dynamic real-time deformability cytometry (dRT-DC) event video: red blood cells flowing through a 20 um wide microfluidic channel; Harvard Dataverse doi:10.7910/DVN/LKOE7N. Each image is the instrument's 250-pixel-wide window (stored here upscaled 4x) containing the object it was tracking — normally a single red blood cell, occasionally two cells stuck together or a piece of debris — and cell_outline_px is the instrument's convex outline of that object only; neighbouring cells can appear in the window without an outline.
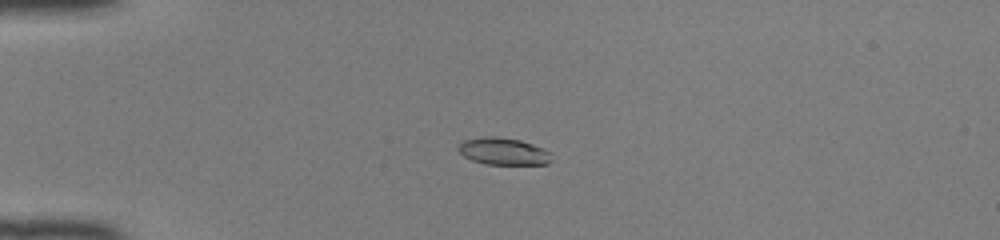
{"species": "common noctule bat (a hibernating species)", "species_latin": "Nyctalus noctula", "temperature_condition": "room temperature", "stored_images_in_passage": 49, "camera_frame_rate_fps": 3000, "um_per_image_px": 0.085, "animal": {"sex": "female", "body_mass_g": 22.0, "forearm_length_mm": 56.7}, "frame": {"image": 1, "passage_image": 13, "time_ms": 4.0, "image_size_px": [1000, 240], "cell_outline_px": [[552, 160], [548, 164], [488, 164], [472, 160], [464, 156], [456, 148], [464, 140], [484, 136], [496, 136], [520, 140], [544, 148], [548, 152]], "centroid_in_image_um": [42.78, 12.86], "position_along_channel_um": 42.2, "area_um2": 14.62}}
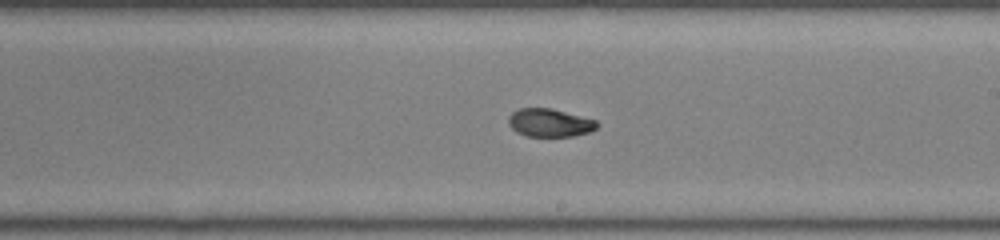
{"frame": {"image": 2, "passage_image": 30, "time_ms": 9.667, "image_size_px": [1000, 240], "cell_outline_px": [[600, 124], [596, 128], [588, 132], [572, 136], [528, 136], [516, 132], [508, 124], [508, 116], [512, 112], [520, 108], [552, 108], [596, 120]], "centroid_in_image_um": [46.71, 10.42], "position_along_channel_um": 242.3, "area_um2": 14.51}}
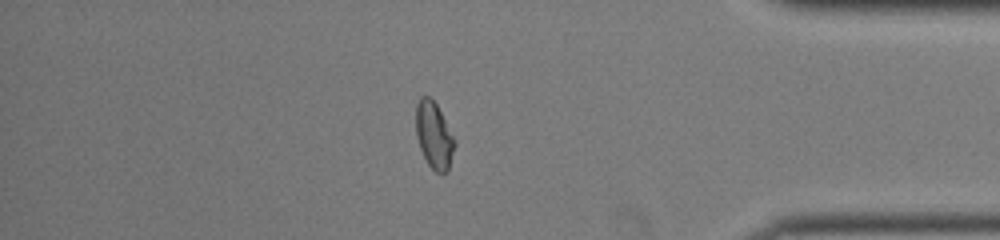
{"frame": {"image": 3, "passage_image": 43, "time_ms": 14.0, "image_size_px": [1000, 240], "cell_outline_px": [[456, 144], [448, 172], [436, 172], [428, 164], [420, 148], [416, 136], [416, 104], [420, 96], [428, 96], [436, 104], [456, 140]], "centroid_in_image_um": [36.9, 11.5], "position_along_channel_um": 398.3, "area_um2": 15.03}, "authors_computed_cell_mechanics": {"area_um2": 15.028, "velocity_mm_per_s": 4.1518, "shape_relaxation_time_tau1_ms": 10.732, "shape_relaxation_time_tau2_ms": 1.388, "deformation_change_tau1": 0.302, "deformation_change_tau2": 0.0404}}